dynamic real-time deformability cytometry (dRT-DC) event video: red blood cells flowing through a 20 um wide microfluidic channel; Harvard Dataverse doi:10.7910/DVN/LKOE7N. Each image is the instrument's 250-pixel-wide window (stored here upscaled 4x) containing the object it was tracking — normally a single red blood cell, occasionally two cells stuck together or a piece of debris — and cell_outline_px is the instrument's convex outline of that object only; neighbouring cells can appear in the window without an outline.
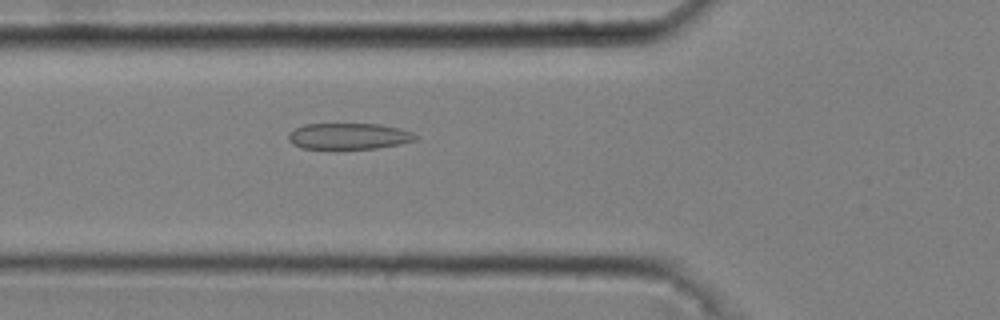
{"species": "common noctule bat (a hibernating species)", "species_latin": "Nyctalus noctula", "temperature_condition": "cold", "stored_images_in_passage": 47, "camera_frame_rate_fps": 3000, "um_per_image_px": 0.085, "animal": {"sex": "male", "body_mass_g": 20.4}, "frame": {"image": 1, "passage_image": 19, "time_ms": 6.0, "image_size_px": [1000, 320], "cell_outline_px": [[420, 136], [416, 140], [400, 144], [376, 148], [300, 148], [292, 144], [288, 140], [288, 136], [296, 128], [304, 124], [380, 124], [400, 128], [412, 132]], "centroid_in_image_um": [29.69, 11.57], "position_along_channel_um": 96.1, "area_um2": 19.31}}
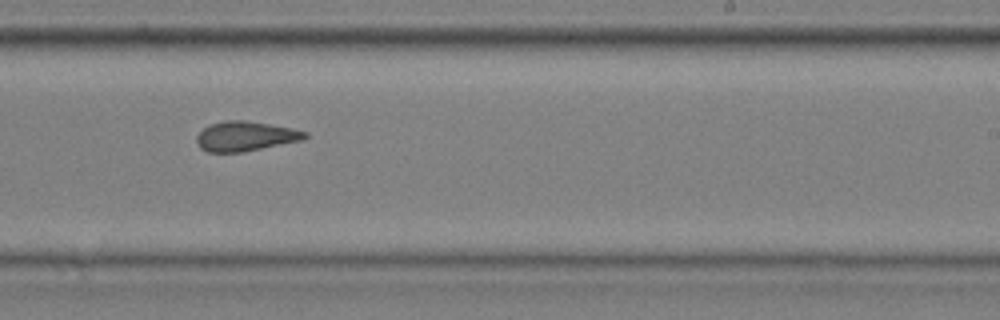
{"frame": {"image": 2, "passage_image": 33, "time_ms": 10.667, "image_size_px": [1000, 320], "cell_outline_px": [[308, 136], [304, 140], [244, 152], [208, 152], [200, 148], [196, 140], [196, 136], [204, 128], [212, 124], [224, 120], [244, 120], [292, 128], [308, 132]], "centroid_in_image_um": [20.89, 11.59], "position_along_channel_um": 268.1, "area_um2": 18.79}}
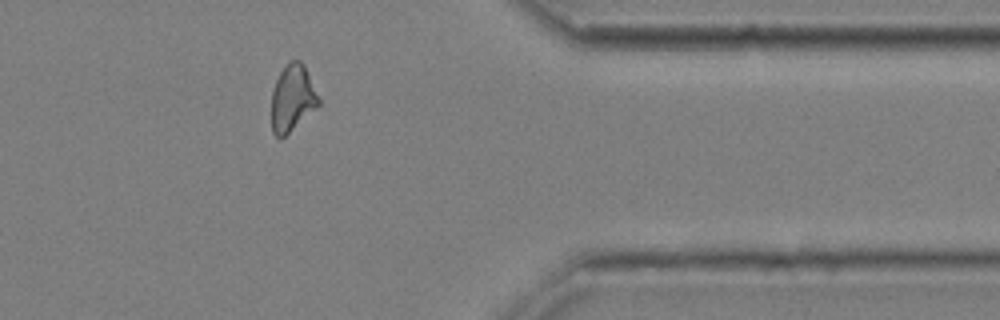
{"frame": {"image": 3, "passage_image": 44, "time_ms": 14.333, "image_size_px": [1000, 320], "cell_outline_px": [[320, 104], [280, 140], [272, 132], [272, 88], [280, 72], [292, 60], [300, 60], [304, 64], [320, 100]], "centroid_in_image_um": [24.84, 8.35], "position_along_channel_um": 386.6, "area_um2": 18.03}, "authors_computed_cell_mechanics": {"area_um2": 19.2474, "velocity_mm_per_s": 3.6801, "shape_relaxation_time_tau1_ms": null, "shape_relaxation_time_tau2_ms": 2.0321, "deformation_change_tau1": null, "deformation_change_tau2": 0.1064}}